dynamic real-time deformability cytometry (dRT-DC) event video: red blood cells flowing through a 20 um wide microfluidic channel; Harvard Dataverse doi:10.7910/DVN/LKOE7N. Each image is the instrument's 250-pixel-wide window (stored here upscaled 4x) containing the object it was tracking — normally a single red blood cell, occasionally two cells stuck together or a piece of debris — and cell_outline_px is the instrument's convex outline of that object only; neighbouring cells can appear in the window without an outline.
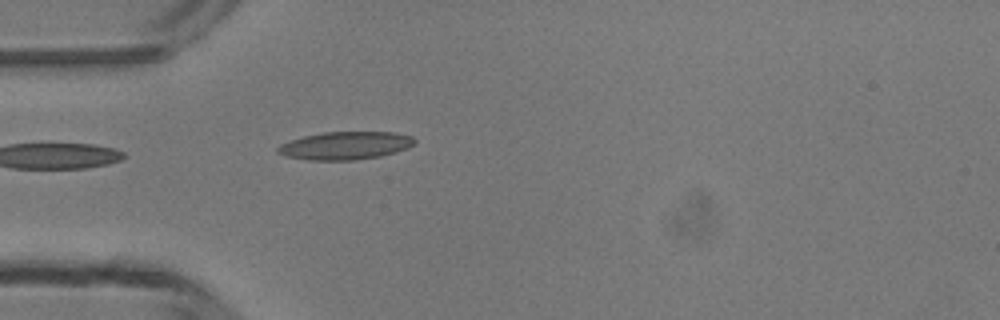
{"species": "common noctule bat (a hibernating species)", "species_latin": "Nyctalus noctula", "temperature_condition": "room temperature", "stored_images_in_passage": 4, "camera_frame_rate_fps": 3000, "um_per_image_px": 0.085, "animal": {"sex": "male", "body_mass_g": 13.3}, "frame": {"image": 1, "passage_image": 4, "time_ms": 3.333, "image_size_px": [1000, 320], "cell_outline_px": [[416, 140], [408, 148], [396, 152], [380, 156], [356, 160], [308, 160], [288, 156], [276, 152], [276, 148], [280, 144], [304, 136], [324, 132], [396, 132], [412, 136]], "centroid_in_image_um": [29.37, 12.37], "position_along_channel_um": 55.6, "area_um2": 22.2}}